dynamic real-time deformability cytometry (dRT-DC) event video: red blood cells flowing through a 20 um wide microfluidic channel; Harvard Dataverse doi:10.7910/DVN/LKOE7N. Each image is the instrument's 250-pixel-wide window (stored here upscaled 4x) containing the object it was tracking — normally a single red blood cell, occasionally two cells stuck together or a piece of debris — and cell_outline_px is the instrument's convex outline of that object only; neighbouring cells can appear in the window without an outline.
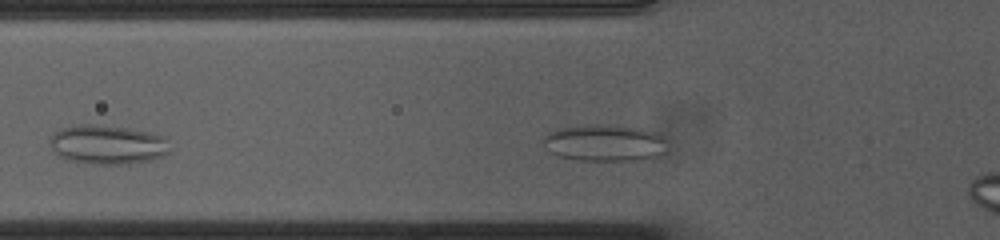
{"species": "common noctule bat (a hibernating species)", "species_latin": "Nyctalus noctula", "temperature_condition": "cold", "stored_images_in_passage": 33, "camera_frame_rate_fps": 3000, "um_per_image_px": 0.085, "animal": {"sex": "female", "body_mass_g": 23.0, "forearm_length_mm": 53.4}, "frame": {"image": 1, "passage_image": 5, "time_ms": 1.333, "image_size_px": [1000, 240], "cell_outline_px": [[668, 140], [664, 152], [652, 156], [628, 160], [580, 160], [560, 156], [544, 148], [544, 136], [548, 132], [564, 128], [588, 124], [608, 124], [636, 128], [668, 136]], "centroid_in_image_um": [51.39, 12.12], "position_along_channel_um": 74.4, "area_um2": 26.18}}
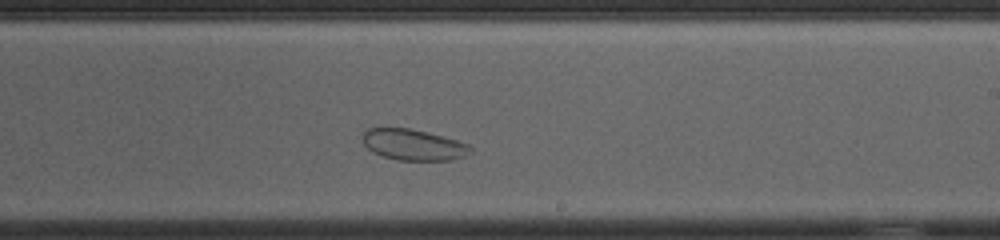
{"frame": {"image": 2, "passage_image": 20, "time_ms": 6.333, "image_size_px": [1000, 240], "cell_outline_px": [[472, 152], [464, 156], [452, 160], [400, 160], [384, 156], [372, 152], [364, 144], [364, 132], [368, 128], [408, 128], [456, 140], [468, 144], [472, 148]], "centroid_in_image_um": [35.15, 12.31], "position_along_channel_um": 253.9, "area_um2": 19.13}}
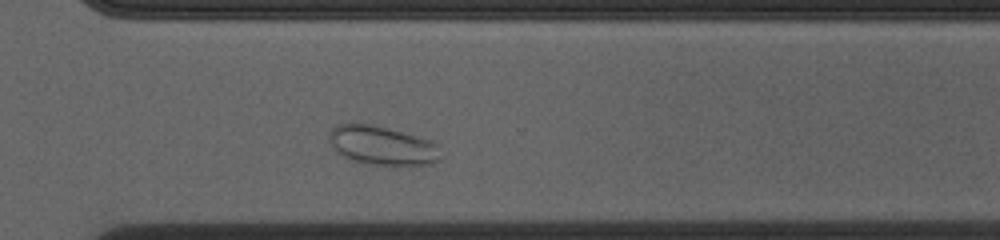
{"frame": {"image": 3, "passage_image": 27, "time_ms": 8.667, "image_size_px": [1000, 240], "cell_outline_px": [[444, 156], [440, 160], [432, 164], [376, 164], [356, 160], [344, 156], [336, 152], [328, 140], [328, 136], [332, 128], [336, 124], [352, 120], [372, 124], [388, 128], [416, 136], [428, 140], [436, 144]], "centroid_in_image_um": [32.44, 12.31], "position_along_channel_um": 338.2, "area_um2": 25.43}}